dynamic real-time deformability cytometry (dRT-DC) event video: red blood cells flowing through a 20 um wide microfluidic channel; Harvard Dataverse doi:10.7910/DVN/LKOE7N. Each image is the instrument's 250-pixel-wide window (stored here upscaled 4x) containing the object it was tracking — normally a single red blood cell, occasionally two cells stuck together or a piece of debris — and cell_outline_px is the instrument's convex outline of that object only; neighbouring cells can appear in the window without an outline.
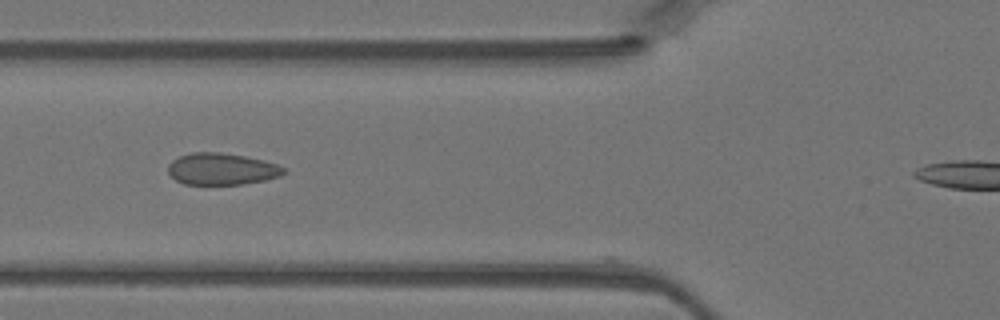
{"species": "Egyptian fruit bat (a non-hibernating species)", "species_latin": "Rousettus aegyptiacus", "temperature_condition": "warm", "stored_images_in_passage": 8, "camera_frame_rate_fps": 3000, "um_per_image_px": 0.085, "animal": {"sex": "female"}, "frame": {"image": 1, "passage_image": 6, "time_ms": 1.667, "image_size_px": [1000, 320], "cell_outline_px": [[288, 172], [280, 176], [264, 180], [240, 184], [184, 184], [176, 180], [168, 172], [168, 164], [172, 160], [180, 156], [192, 152], [220, 152], [244, 156], [264, 160], [276, 164], [284, 168]], "centroid_in_image_um": [18.84, 14.36], "position_along_channel_um": 107.0, "area_um2": 21.33}}